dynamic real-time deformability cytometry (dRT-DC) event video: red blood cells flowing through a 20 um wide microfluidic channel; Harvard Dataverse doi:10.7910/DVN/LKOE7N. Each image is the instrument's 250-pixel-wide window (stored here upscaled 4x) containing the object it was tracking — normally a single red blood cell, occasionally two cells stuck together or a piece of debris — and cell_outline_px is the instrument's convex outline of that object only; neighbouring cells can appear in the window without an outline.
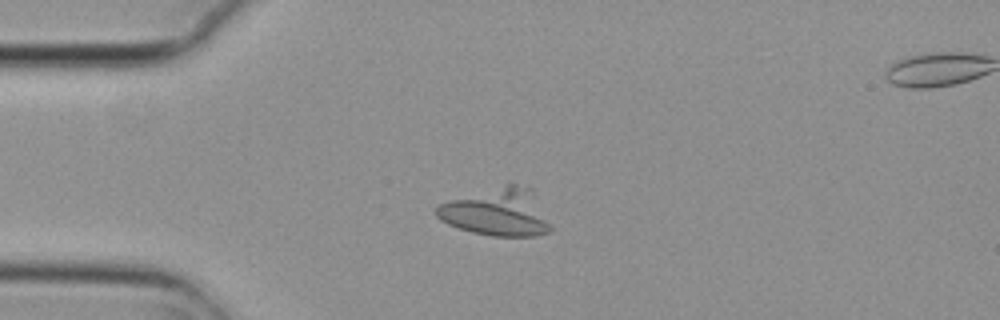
{"species": "common noctule bat (a hibernating species)", "species_latin": "Nyctalus noctula", "temperature_condition": "cold", "stored_images_in_passage": 5, "camera_frame_rate_fps": 3000, "um_per_image_px": 0.085, "animal": {"sex": "female", "body_mass_g": 29.2, "forearm_length_mm": 56.3}, "frame": {"image": 1, "passage_image": 3, "time_ms": 0.667, "image_size_px": [1000, 320], "cell_outline_px": [[552, 228], [548, 232], [536, 236], [492, 236], [472, 232], [448, 224], [440, 220], [432, 212], [436, 204], [504, 184], [528, 184], [532, 188]], "centroid_in_image_um": [42.23, 18.03], "position_along_channel_um": 42.8, "area_um2": 31.96}}
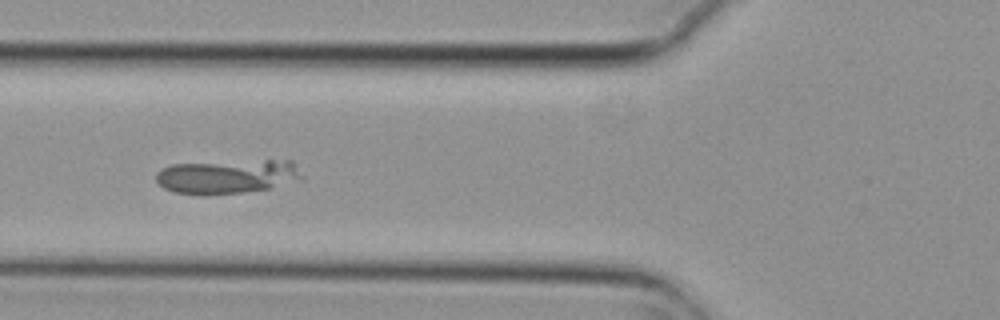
{"frame": {"image": 2, "passage_image": 5, "time_ms": 1.333, "image_size_px": [1000, 320], "cell_outline_px": [[304, 180], [272, 188], [244, 192], [204, 196], [200, 196], [176, 192], [164, 188], [156, 180], [156, 172], [160, 168], [172, 164], [264, 160], [292, 160], [304, 176]], "centroid_in_image_um": [19.37, 15.02], "position_along_channel_um": 106.4, "area_um2": 29.54}}